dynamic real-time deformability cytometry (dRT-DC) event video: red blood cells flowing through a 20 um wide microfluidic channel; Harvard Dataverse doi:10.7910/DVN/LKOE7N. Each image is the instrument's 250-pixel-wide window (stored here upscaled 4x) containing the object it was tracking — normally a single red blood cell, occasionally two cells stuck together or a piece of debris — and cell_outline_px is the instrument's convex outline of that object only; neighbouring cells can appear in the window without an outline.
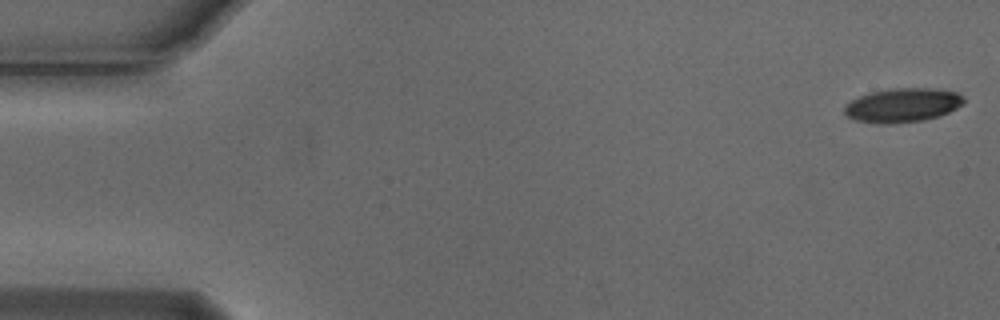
{"species": "Egyptian fruit bat (a non-hibernating species)", "species_latin": "Rousettus aegyptiacus", "temperature_condition": "cold", "stored_images_in_passage": 54, "camera_frame_rate_fps": 3000, "um_per_image_px": 0.085, "animal": {"sex": "male"}, "frame": {"image": 1, "passage_image": 1, "time_ms": 0.0, "image_size_px": [1000, 320], "cell_outline_px": [[964, 104], [940, 116], [924, 120], [892, 124], [880, 124], [856, 120], [848, 116], [844, 112], [844, 104], [860, 96], [872, 92], [892, 88], [932, 88], [956, 92], [964, 96]], "centroid_in_image_um": [76.73, 8.94], "position_along_channel_um": 8.3, "area_um2": 23.76}}
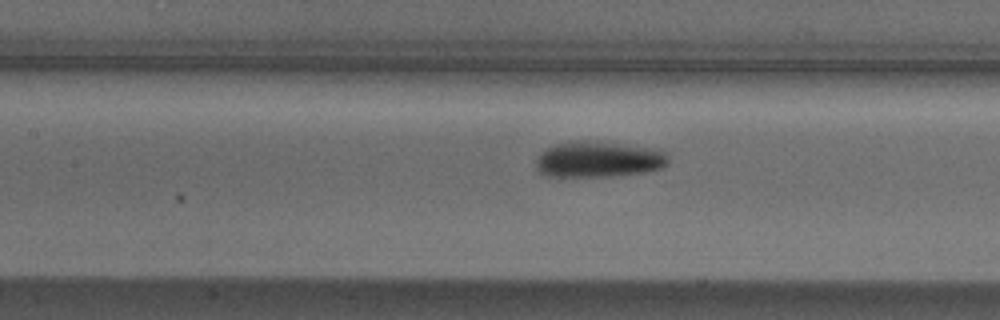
{"frame": {"image": 2, "passage_image": 24, "time_ms": 7.667, "image_size_px": [1000, 320], "cell_outline_px": [[668, 164], [660, 168], [644, 172], [608, 176], [548, 176], [540, 172], [536, 168], [536, 156], [540, 152], [556, 144], [576, 140], [596, 140], [660, 148], [668, 156]], "centroid_in_image_um": [50.89, 13.51], "position_along_channel_um": 156.5, "area_um2": 28.09}}
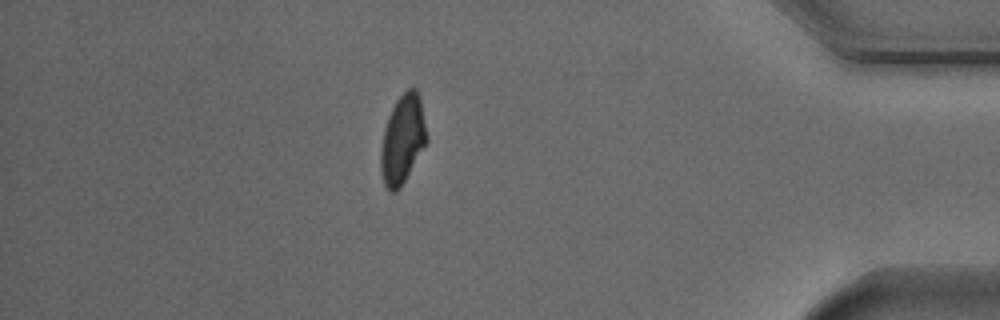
{"frame": {"image": 3, "passage_image": 47, "time_ms": 15.333, "image_size_px": [1000, 320], "cell_outline_px": [[428, 140], [400, 188], [396, 192], [392, 192], [384, 184], [380, 168], [380, 148], [384, 128], [388, 116], [396, 100], [408, 88], [416, 88], [420, 96], [428, 136]], "centroid_in_image_um": [34.22, 11.82], "position_along_channel_um": 401.0, "area_um2": 23.81}, "authors_computed_cell_mechanics": {"area_um2": 24.7673, "velocity_mm_per_s": 3.76, "shape_relaxation_time_tau1_ms": 3.5342, "shape_relaxation_time_tau2_ms": 4.2276, "deformation_change_tau1": 0.1317, "deformation_change_tau2": 0.0985}}